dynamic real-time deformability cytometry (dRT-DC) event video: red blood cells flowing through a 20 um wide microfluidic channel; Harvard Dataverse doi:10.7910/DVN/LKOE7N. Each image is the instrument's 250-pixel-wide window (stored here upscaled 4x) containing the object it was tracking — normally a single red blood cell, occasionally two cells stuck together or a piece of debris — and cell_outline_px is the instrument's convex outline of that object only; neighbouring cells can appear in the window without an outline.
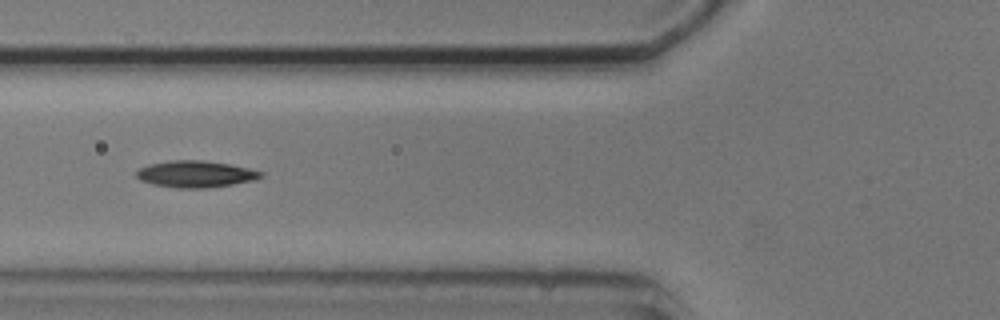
{"species": "common noctule bat (a hibernating species)", "species_latin": "Nyctalus noctula", "temperature_condition": "cold", "stored_images_in_passage": 7, "camera_frame_rate_fps": 3000, "um_per_image_px": 0.085, "animal": {"sex": "male", "body_mass_g": 20.5, "forearm_length_mm": 52.5}, "frame": {"image": 1, "passage_image": 5, "time_ms": 4.667, "image_size_px": [1000, 320], "cell_outline_px": [[264, 176], [252, 180], [232, 184], [204, 188], [176, 188], [152, 184], [140, 180], [136, 176], [136, 172], [140, 168], [148, 164], [172, 160], [204, 160], [232, 164], [264, 172]], "centroid_in_image_um": [16.62, 14.78], "position_along_channel_um": 109.2, "area_um2": 19.36}}
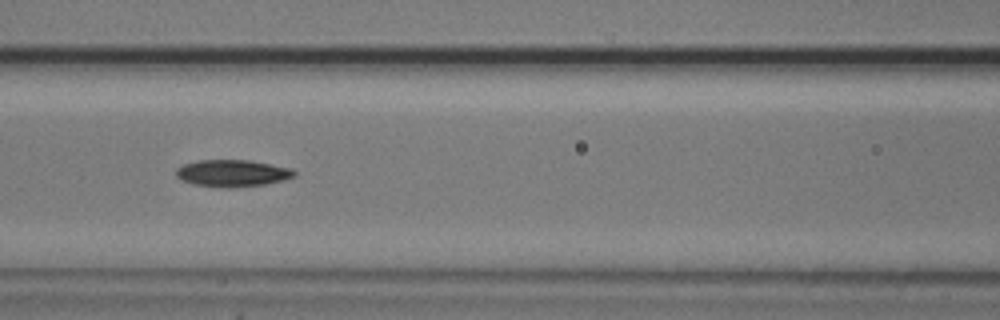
{"frame": {"image": 2, "passage_image": 6, "time_ms": 5.667, "image_size_px": [1000, 320], "cell_outline_px": [[296, 176], [264, 184], [228, 188], [224, 188], [192, 184], [176, 176], [176, 168], [184, 164], [196, 160], [248, 160], [272, 164], [292, 168], [296, 172]], "centroid_in_image_um": [19.74, 14.71], "position_along_channel_um": 146.9, "area_um2": 18.5}}